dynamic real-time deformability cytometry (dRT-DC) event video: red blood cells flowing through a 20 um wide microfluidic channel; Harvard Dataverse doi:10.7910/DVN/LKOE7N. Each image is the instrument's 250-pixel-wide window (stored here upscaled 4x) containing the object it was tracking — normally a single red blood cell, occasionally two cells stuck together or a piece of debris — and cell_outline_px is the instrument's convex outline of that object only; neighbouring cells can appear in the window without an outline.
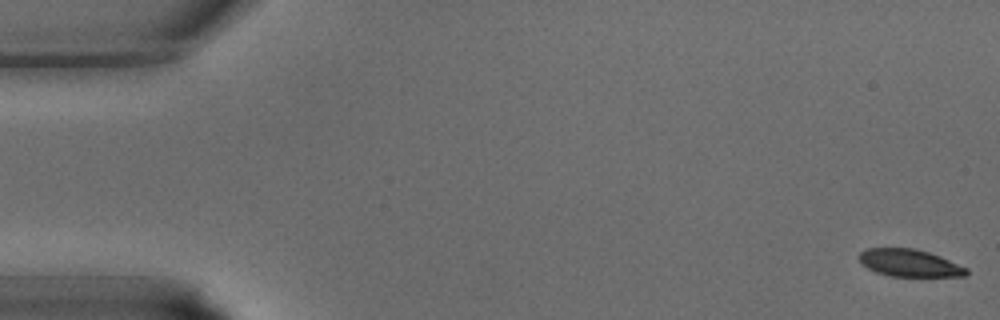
{"species": "common noctule bat (a hibernating species)", "species_latin": "Nyctalus noctula", "temperature_condition": "warm", "stored_images_in_passage": 11, "camera_frame_rate_fps": 3000, "um_per_image_px": 0.085, "animal": {"sex": "male", "body_mass_g": 15.6}, "frame": {"image": 1, "passage_image": 1, "time_ms": 0.0, "image_size_px": [1000, 320], "cell_outline_px": [[968, 276], [888, 276], [876, 272], [868, 268], [856, 256], [860, 252], [868, 248], [916, 248], [940, 256], [968, 268]], "centroid_in_image_um": [77.31, 22.35], "position_along_channel_um": 7.7, "area_um2": 17.11}}
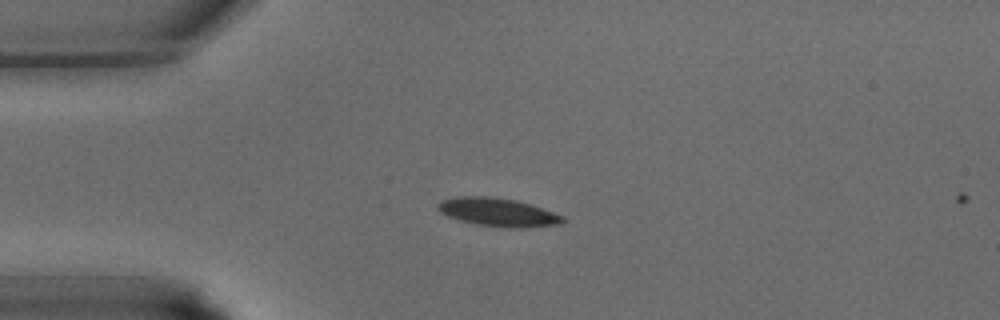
{"frame": {"image": 2, "passage_image": 10, "time_ms": 3.0, "image_size_px": [1000, 320], "cell_outline_px": [[564, 220], [560, 224], [520, 228], [512, 228], [476, 224], [460, 220], [448, 216], [440, 212], [436, 208], [436, 204], [440, 200], [456, 196], [488, 196], [516, 200], [564, 216]], "centroid_in_image_um": [42.26, 18.03], "position_along_channel_um": 42.7, "area_um2": 20.46}}